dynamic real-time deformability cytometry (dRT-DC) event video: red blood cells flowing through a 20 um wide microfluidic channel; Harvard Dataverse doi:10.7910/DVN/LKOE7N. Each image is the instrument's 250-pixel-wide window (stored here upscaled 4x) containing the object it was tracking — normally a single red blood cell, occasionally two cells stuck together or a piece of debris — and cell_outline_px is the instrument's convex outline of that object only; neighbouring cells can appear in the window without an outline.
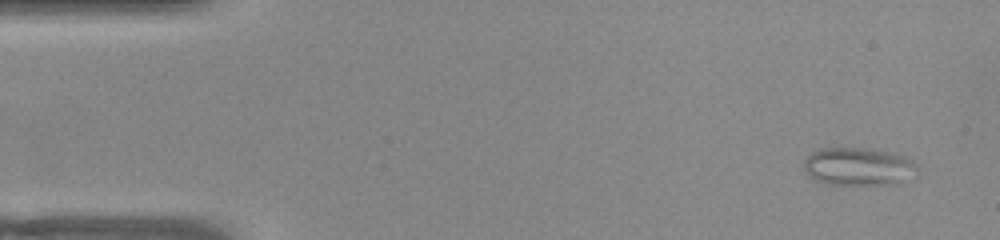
{"species": "common noctule bat (a hibernating species)", "species_latin": "Nyctalus noctula", "temperature_condition": "warm", "stored_images_in_passage": 50, "camera_frame_rate_fps": 3000, "um_per_image_px": 0.085, "animal": {"sex": "female", "body_mass_g": 22.0, "forearm_length_mm": 56.7}, "frame": {"image": 1, "passage_image": 1, "time_ms": 0.0, "image_size_px": [1000, 240], "cell_outline_px": [[916, 176], [904, 184], [828, 184], [816, 180], [808, 176], [804, 168], [804, 160], [812, 152], [824, 148], [864, 148], [896, 152], [912, 160], [916, 164]], "centroid_in_image_um": [73.04, 14.17], "position_along_channel_um": 12.0, "area_um2": 25.49}}
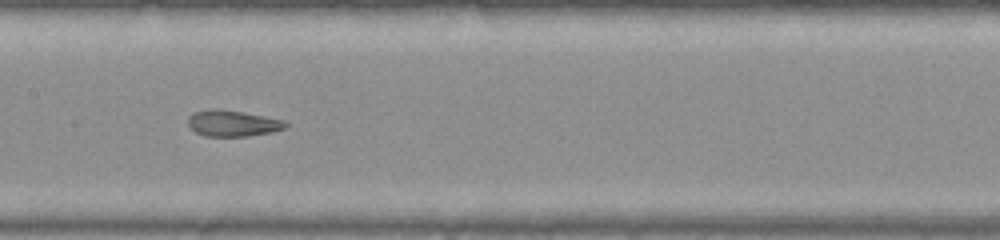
{"frame": {"image": 2, "passage_image": 23, "time_ms": 7.333, "image_size_px": [1000, 240], "cell_outline_px": [[288, 124], [284, 128], [272, 132], [248, 136], [204, 136], [196, 132], [188, 124], [188, 116], [192, 112], [212, 108], [216, 108], [244, 112], [284, 120]], "centroid_in_image_um": [19.75, 10.47], "position_along_channel_um": 187.6, "area_um2": 14.91}}
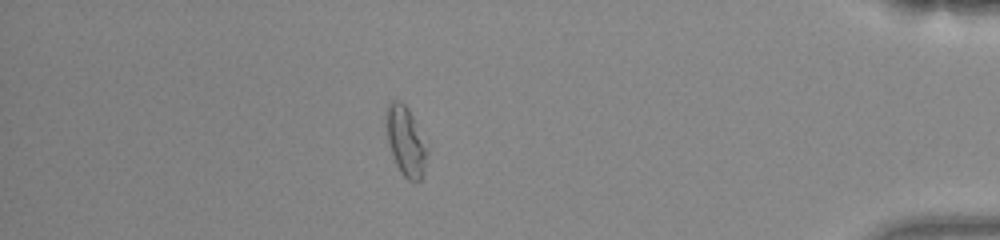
{"frame": {"image": 3, "passage_image": 43, "time_ms": 14.0, "image_size_px": [1000, 240], "cell_outline_px": [[428, 152], [424, 172], [420, 180], [416, 184], [408, 180], [400, 172], [396, 164], [388, 140], [384, 124], [384, 116], [388, 104], [392, 100], [400, 100], [408, 108], [428, 148]], "centroid_in_image_um": [34.47, 12.0], "position_along_channel_um": 400.7, "area_um2": 16.76}, "authors_computed_cell_mechanics": {"area_um2": 16.5019, "velocity_mm_per_s": 3.8885, "shape_relaxation_time_tau1_ms": null, "shape_relaxation_time_tau2_ms": 1.5284, "deformation_change_tau1": null, "deformation_change_tau2": 0.0856}}